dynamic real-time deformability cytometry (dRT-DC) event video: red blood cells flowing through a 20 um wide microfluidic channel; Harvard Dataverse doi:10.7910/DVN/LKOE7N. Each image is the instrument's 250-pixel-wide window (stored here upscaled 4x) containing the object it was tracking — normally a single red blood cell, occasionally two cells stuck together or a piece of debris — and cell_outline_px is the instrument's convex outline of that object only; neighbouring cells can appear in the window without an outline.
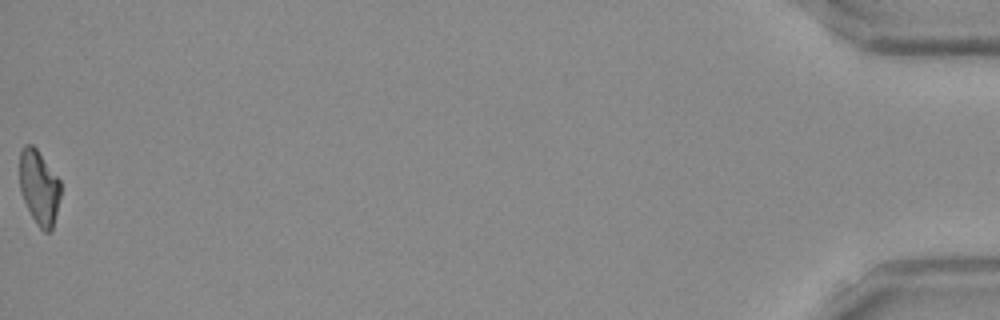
{"species": "Egyptian fruit bat (a non-hibernating species)", "species_latin": "Rousettus aegyptiacus", "temperature_condition": "room temperature", "stored_images_in_passage": 42, "camera_frame_rate_fps": 3000, "um_per_image_px": 0.085, "frame": {"image": 1, "passage_image": 42, "time_ms": 13.667, "image_size_px": [1000, 320], "cell_outline_px": [[60, 196], [52, 228], [48, 232], [44, 232], [36, 224], [24, 200], [20, 188], [20, 152], [24, 144], [32, 144], [36, 148], [60, 180]], "centroid_in_image_um": [3.32, 15.91], "position_along_channel_um": 431.9, "area_um2": 17.51}, "authors_computed_cell_mechanics": {"area_um2": 18.5827, "velocity_mm_per_s": 3.9352, "shape_relaxation_time_tau1_ms": 10.7528, "shape_relaxation_time_tau2_ms": 5.0393, "deformation_change_tau1": 0.2664, "deformation_change_tau2": 0.1317}}